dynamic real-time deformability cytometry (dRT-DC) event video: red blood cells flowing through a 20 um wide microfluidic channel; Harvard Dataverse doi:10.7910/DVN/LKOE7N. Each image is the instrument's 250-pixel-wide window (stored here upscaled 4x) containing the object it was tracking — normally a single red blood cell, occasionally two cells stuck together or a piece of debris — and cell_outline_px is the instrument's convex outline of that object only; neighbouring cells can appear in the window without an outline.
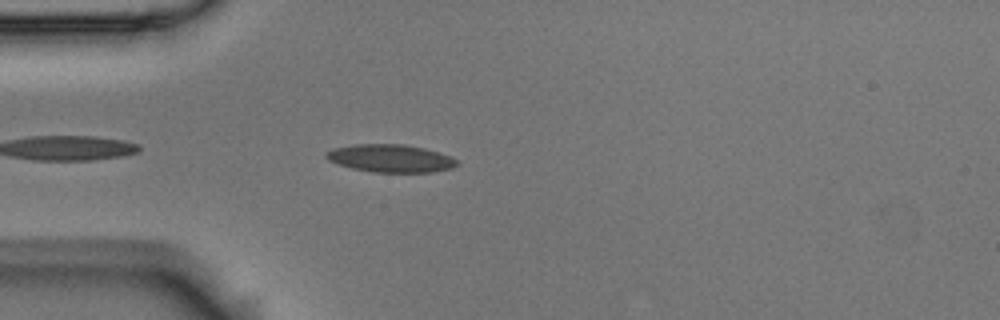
{"species": "Egyptian fruit bat (a non-hibernating species)", "species_latin": "Rousettus aegyptiacus", "temperature_condition": "room temperature", "stored_images_in_passage": 4, "camera_frame_rate_fps": 3000, "um_per_image_px": 0.085, "animal": {"sex": "male"}, "frame": {"image": 1, "passage_image": 4, "time_ms": 1.0, "image_size_px": [1000, 320], "cell_outline_px": [[460, 164], [452, 168], [432, 172], [372, 172], [352, 168], [328, 160], [324, 156], [324, 152], [332, 148], [356, 144], [404, 144], [424, 148], [452, 156]], "centroid_in_image_um": [33.2, 13.45], "position_along_channel_um": 51.8, "area_um2": 21.27}}